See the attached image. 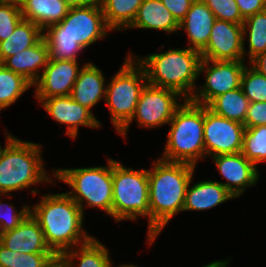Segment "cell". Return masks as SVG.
Returning <instances> with one entry per match:
<instances>
[{"label":"cell","mask_w":266,"mask_h":267,"mask_svg":"<svg viewBox=\"0 0 266 267\" xmlns=\"http://www.w3.org/2000/svg\"><path fill=\"white\" fill-rule=\"evenodd\" d=\"M195 166L158 159L148 170L150 240L168 224L172 216L183 211L188 185L191 184Z\"/></svg>","instance_id":"1"},{"label":"cell","mask_w":266,"mask_h":267,"mask_svg":"<svg viewBox=\"0 0 266 267\" xmlns=\"http://www.w3.org/2000/svg\"><path fill=\"white\" fill-rule=\"evenodd\" d=\"M30 213L55 254L62 255L93 238L82 229L84 213L67 193L43 195L35 206L30 207Z\"/></svg>","instance_id":"2"},{"label":"cell","mask_w":266,"mask_h":267,"mask_svg":"<svg viewBox=\"0 0 266 267\" xmlns=\"http://www.w3.org/2000/svg\"><path fill=\"white\" fill-rule=\"evenodd\" d=\"M142 58L137 56L136 60L143 66L148 84L175 90L183 99H191L199 77V51L188 47L170 49Z\"/></svg>","instance_id":"3"},{"label":"cell","mask_w":266,"mask_h":267,"mask_svg":"<svg viewBox=\"0 0 266 267\" xmlns=\"http://www.w3.org/2000/svg\"><path fill=\"white\" fill-rule=\"evenodd\" d=\"M6 135L0 155V195L23 190L41 182H54L46 174L41 157V145Z\"/></svg>","instance_id":"4"},{"label":"cell","mask_w":266,"mask_h":267,"mask_svg":"<svg viewBox=\"0 0 266 267\" xmlns=\"http://www.w3.org/2000/svg\"><path fill=\"white\" fill-rule=\"evenodd\" d=\"M169 123L168 139L160 159L196 167L198 159L205 157L204 105L185 99Z\"/></svg>","instance_id":"5"},{"label":"cell","mask_w":266,"mask_h":267,"mask_svg":"<svg viewBox=\"0 0 266 267\" xmlns=\"http://www.w3.org/2000/svg\"><path fill=\"white\" fill-rule=\"evenodd\" d=\"M113 203L112 217L115 221L137 220L148 217V240H150V209L148 170L126 168L112 160Z\"/></svg>","instance_id":"6"},{"label":"cell","mask_w":266,"mask_h":267,"mask_svg":"<svg viewBox=\"0 0 266 267\" xmlns=\"http://www.w3.org/2000/svg\"><path fill=\"white\" fill-rule=\"evenodd\" d=\"M53 175L72 187L67 194L83 211L86 206L98 207L112 217L113 181L112 159H108L107 167H88L76 169H55Z\"/></svg>","instance_id":"7"},{"label":"cell","mask_w":266,"mask_h":267,"mask_svg":"<svg viewBox=\"0 0 266 267\" xmlns=\"http://www.w3.org/2000/svg\"><path fill=\"white\" fill-rule=\"evenodd\" d=\"M131 56L128 55L121 69L106 86L105 101L117 132L131 120L141 92L148 83L143 66Z\"/></svg>","instance_id":"8"},{"label":"cell","mask_w":266,"mask_h":267,"mask_svg":"<svg viewBox=\"0 0 266 267\" xmlns=\"http://www.w3.org/2000/svg\"><path fill=\"white\" fill-rule=\"evenodd\" d=\"M46 30L43 37H69L87 48L106 37L111 29L106 24L100 3H94L70 8L59 24L51 25Z\"/></svg>","instance_id":"9"},{"label":"cell","mask_w":266,"mask_h":267,"mask_svg":"<svg viewBox=\"0 0 266 267\" xmlns=\"http://www.w3.org/2000/svg\"><path fill=\"white\" fill-rule=\"evenodd\" d=\"M178 96L183 98L175 90L147 83L138 99L134 115L118 133L126 137L127 130L134 119H137L139 126L146 128L168 124L181 105L177 102Z\"/></svg>","instance_id":"10"},{"label":"cell","mask_w":266,"mask_h":267,"mask_svg":"<svg viewBox=\"0 0 266 267\" xmlns=\"http://www.w3.org/2000/svg\"><path fill=\"white\" fill-rule=\"evenodd\" d=\"M243 61L201 59L199 76L201 72H205L206 81L204 86L196 88L197 92L194 93L190 100L194 103L207 106L220 94L240 88L242 74L246 66Z\"/></svg>","instance_id":"11"},{"label":"cell","mask_w":266,"mask_h":267,"mask_svg":"<svg viewBox=\"0 0 266 267\" xmlns=\"http://www.w3.org/2000/svg\"><path fill=\"white\" fill-rule=\"evenodd\" d=\"M244 130L243 124L217 115L204 105L205 157L241 152Z\"/></svg>","instance_id":"12"},{"label":"cell","mask_w":266,"mask_h":267,"mask_svg":"<svg viewBox=\"0 0 266 267\" xmlns=\"http://www.w3.org/2000/svg\"><path fill=\"white\" fill-rule=\"evenodd\" d=\"M243 26L216 19L206 47L200 52L201 59L215 61L244 60L245 44Z\"/></svg>","instance_id":"13"},{"label":"cell","mask_w":266,"mask_h":267,"mask_svg":"<svg viewBox=\"0 0 266 267\" xmlns=\"http://www.w3.org/2000/svg\"><path fill=\"white\" fill-rule=\"evenodd\" d=\"M80 70L77 60L49 58L47 66L33 85L36 87L35 98L47 99L70 95Z\"/></svg>","instance_id":"14"},{"label":"cell","mask_w":266,"mask_h":267,"mask_svg":"<svg viewBox=\"0 0 266 267\" xmlns=\"http://www.w3.org/2000/svg\"><path fill=\"white\" fill-rule=\"evenodd\" d=\"M41 106L59 124H66V134L75 139L78 136L79 126L99 128L101 123L85 106L75 102L70 95L56 96L47 99H38Z\"/></svg>","instance_id":"15"},{"label":"cell","mask_w":266,"mask_h":267,"mask_svg":"<svg viewBox=\"0 0 266 267\" xmlns=\"http://www.w3.org/2000/svg\"><path fill=\"white\" fill-rule=\"evenodd\" d=\"M213 161L227 180L221 184L236 198L240 197L247 187L254 186L259 179L257 167L241 152L213 156Z\"/></svg>","instance_id":"16"},{"label":"cell","mask_w":266,"mask_h":267,"mask_svg":"<svg viewBox=\"0 0 266 267\" xmlns=\"http://www.w3.org/2000/svg\"><path fill=\"white\" fill-rule=\"evenodd\" d=\"M0 242L20 253H54L47 245L37 220L30 214L14 229L0 234Z\"/></svg>","instance_id":"17"},{"label":"cell","mask_w":266,"mask_h":267,"mask_svg":"<svg viewBox=\"0 0 266 267\" xmlns=\"http://www.w3.org/2000/svg\"><path fill=\"white\" fill-rule=\"evenodd\" d=\"M49 58V47L43 37L36 45L5 58L1 64L34 85L41 76L40 68L44 70Z\"/></svg>","instance_id":"18"},{"label":"cell","mask_w":266,"mask_h":267,"mask_svg":"<svg viewBox=\"0 0 266 267\" xmlns=\"http://www.w3.org/2000/svg\"><path fill=\"white\" fill-rule=\"evenodd\" d=\"M216 18L202 0H195L186 17L179 22V29L187 31L188 46L201 52L207 45Z\"/></svg>","instance_id":"19"},{"label":"cell","mask_w":266,"mask_h":267,"mask_svg":"<svg viewBox=\"0 0 266 267\" xmlns=\"http://www.w3.org/2000/svg\"><path fill=\"white\" fill-rule=\"evenodd\" d=\"M105 86L102 71L93 63H86L81 67L70 97L91 110L102 98L105 100Z\"/></svg>","instance_id":"20"},{"label":"cell","mask_w":266,"mask_h":267,"mask_svg":"<svg viewBox=\"0 0 266 267\" xmlns=\"http://www.w3.org/2000/svg\"><path fill=\"white\" fill-rule=\"evenodd\" d=\"M235 198L220 181L207 180L187 187L183 211L211 209Z\"/></svg>","instance_id":"21"},{"label":"cell","mask_w":266,"mask_h":267,"mask_svg":"<svg viewBox=\"0 0 266 267\" xmlns=\"http://www.w3.org/2000/svg\"><path fill=\"white\" fill-rule=\"evenodd\" d=\"M20 9L24 20L31 21L44 31L59 24L70 7L64 0H22Z\"/></svg>","instance_id":"22"},{"label":"cell","mask_w":266,"mask_h":267,"mask_svg":"<svg viewBox=\"0 0 266 267\" xmlns=\"http://www.w3.org/2000/svg\"><path fill=\"white\" fill-rule=\"evenodd\" d=\"M128 28L162 30L169 34L179 30V22L160 0H143Z\"/></svg>","instance_id":"23"},{"label":"cell","mask_w":266,"mask_h":267,"mask_svg":"<svg viewBox=\"0 0 266 267\" xmlns=\"http://www.w3.org/2000/svg\"><path fill=\"white\" fill-rule=\"evenodd\" d=\"M79 248V249H78ZM78 250V251H77ZM62 267H74V259L79 258L77 267H111L108 249L94 237L87 243L65 251Z\"/></svg>","instance_id":"24"},{"label":"cell","mask_w":266,"mask_h":267,"mask_svg":"<svg viewBox=\"0 0 266 267\" xmlns=\"http://www.w3.org/2000/svg\"><path fill=\"white\" fill-rule=\"evenodd\" d=\"M43 30L31 21L22 19L13 33L0 42V63L7 57L36 45L43 38Z\"/></svg>","instance_id":"25"},{"label":"cell","mask_w":266,"mask_h":267,"mask_svg":"<svg viewBox=\"0 0 266 267\" xmlns=\"http://www.w3.org/2000/svg\"><path fill=\"white\" fill-rule=\"evenodd\" d=\"M249 104L240 87L215 97L207 107L217 115L244 125Z\"/></svg>","instance_id":"26"},{"label":"cell","mask_w":266,"mask_h":267,"mask_svg":"<svg viewBox=\"0 0 266 267\" xmlns=\"http://www.w3.org/2000/svg\"><path fill=\"white\" fill-rule=\"evenodd\" d=\"M143 0H100L104 18L111 30L128 29ZM123 28V29H122Z\"/></svg>","instance_id":"27"},{"label":"cell","mask_w":266,"mask_h":267,"mask_svg":"<svg viewBox=\"0 0 266 267\" xmlns=\"http://www.w3.org/2000/svg\"><path fill=\"white\" fill-rule=\"evenodd\" d=\"M243 40L249 35V60L266 52V9L244 19Z\"/></svg>","instance_id":"28"},{"label":"cell","mask_w":266,"mask_h":267,"mask_svg":"<svg viewBox=\"0 0 266 267\" xmlns=\"http://www.w3.org/2000/svg\"><path fill=\"white\" fill-rule=\"evenodd\" d=\"M31 86L23 76L0 63V110L12 105Z\"/></svg>","instance_id":"29"},{"label":"cell","mask_w":266,"mask_h":267,"mask_svg":"<svg viewBox=\"0 0 266 267\" xmlns=\"http://www.w3.org/2000/svg\"><path fill=\"white\" fill-rule=\"evenodd\" d=\"M241 153L256 167L266 161V125L245 128Z\"/></svg>","instance_id":"30"},{"label":"cell","mask_w":266,"mask_h":267,"mask_svg":"<svg viewBox=\"0 0 266 267\" xmlns=\"http://www.w3.org/2000/svg\"><path fill=\"white\" fill-rule=\"evenodd\" d=\"M241 88L250 103L266 102V76L252 66H245L241 79Z\"/></svg>","instance_id":"31"},{"label":"cell","mask_w":266,"mask_h":267,"mask_svg":"<svg viewBox=\"0 0 266 267\" xmlns=\"http://www.w3.org/2000/svg\"><path fill=\"white\" fill-rule=\"evenodd\" d=\"M49 47V57L57 60H77L84 48L69 37H44Z\"/></svg>","instance_id":"32"},{"label":"cell","mask_w":266,"mask_h":267,"mask_svg":"<svg viewBox=\"0 0 266 267\" xmlns=\"http://www.w3.org/2000/svg\"><path fill=\"white\" fill-rule=\"evenodd\" d=\"M205 5L213 12L216 19L243 24L238 5L235 0H202Z\"/></svg>","instance_id":"33"},{"label":"cell","mask_w":266,"mask_h":267,"mask_svg":"<svg viewBox=\"0 0 266 267\" xmlns=\"http://www.w3.org/2000/svg\"><path fill=\"white\" fill-rule=\"evenodd\" d=\"M22 19L20 5L0 2V42L13 33Z\"/></svg>","instance_id":"34"},{"label":"cell","mask_w":266,"mask_h":267,"mask_svg":"<svg viewBox=\"0 0 266 267\" xmlns=\"http://www.w3.org/2000/svg\"><path fill=\"white\" fill-rule=\"evenodd\" d=\"M30 214V206H24L17 210L9 204L0 201V234L17 227Z\"/></svg>","instance_id":"35"},{"label":"cell","mask_w":266,"mask_h":267,"mask_svg":"<svg viewBox=\"0 0 266 267\" xmlns=\"http://www.w3.org/2000/svg\"><path fill=\"white\" fill-rule=\"evenodd\" d=\"M260 125H266V102L250 103L244 126L251 128Z\"/></svg>","instance_id":"36"},{"label":"cell","mask_w":266,"mask_h":267,"mask_svg":"<svg viewBox=\"0 0 266 267\" xmlns=\"http://www.w3.org/2000/svg\"><path fill=\"white\" fill-rule=\"evenodd\" d=\"M173 14L175 19L182 21L195 0H160Z\"/></svg>","instance_id":"37"},{"label":"cell","mask_w":266,"mask_h":267,"mask_svg":"<svg viewBox=\"0 0 266 267\" xmlns=\"http://www.w3.org/2000/svg\"><path fill=\"white\" fill-rule=\"evenodd\" d=\"M55 253H21L18 267H42Z\"/></svg>","instance_id":"38"},{"label":"cell","mask_w":266,"mask_h":267,"mask_svg":"<svg viewBox=\"0 0 266 267\" xmlns=\"http://www.w3.org/2000/svg\"><path fill=\"white\" fill-rule=\"evenodd\" d=\"M244 19L266 9V0H235Z\"/></svg>","instance_id":"39"},{"label":"cell","mask_w":266,"mask_h":267,"mask_svg":"<svg viewBox=\"0 0 266 267\" xmlns=\"http://www.w3.org/2000/svg\"><path fill=\"white\" fill-rule=\"evenodd\" d=\"M20 252L9 250L0 242V267H18Z\"/></svg>","instance_id":"40"},{"label":"cell","mask_w":266,"mask_h":267,"mask_svg":"<svg viewBox=\"0 0 266 267\" xmlns=\"http://www.w3.org/2000/svg\"><path fill=\"white\" fill-rule=\"evenodd\" d=\"M250 64L255 70L266 76V52L258 54L250 61Z\"/></svg>","instance_id":"41"},{"label":"cell","mask_w":266,"mask_h":267,"mask_svg":"<svg viewBox=\"0 0 266 267\" xmlns=\"http://www.w3.org/2000/svg\"><path fill=\"white\" fill-rule=\"evenodd\" d=\"M100 0H64V2L70 7H83L94 3H99Z\"/></svg>","instance_id":"42"},{"label":"cell","mask_w":266,"mask_h":267,"mask_svg":"<svg viewBox=\"0 0 266 267\" xmlns=\"http://www.w3.org/2000/svg\"><path fill=\"white\" fill-rule=\"evenodd\" d=\"M42 267H62L61 255L52 256Z\"/></svg>","instance_id":"43"},{"label":"cell","mask_w":266,"mask_h":267,"mask_svg":"<svg viewBox=\"0 0 266 267\" xmlns=\"http://www.w3.org/2000/svg\"><path fill=\"white\" fill-rule=\"evenodd\" d=\"M228 263H229V260H225V261H213L205 266H202V267H227L228 266Z\"/></svg>","instance_id":"44"},{"label":"cell","mask_w":266,"mask_h":267,"mask_svg":"<svg viewBox=\"0 0 266 267\" xmlns=\"http://www.w3.org/2000/svg\"><path fill=\"white\" fill-rule=\"evenodd\" d=\"M0 2H5V3H15L20 5L22 0H0Z\"/></svg>","instance_id":"45"},{"label":"cell","mask_w":266,"mask_h":267,"mask_svg":"<svg viewBox=\"0 0 266 267\" xmlns=\"http://www.w3.org/2000/svg\"><path fill=\"white\" fill-rule=\"evenodd\" d=\"M111 267H112V266H111ZM119 267H139V266H134V265H131V264H129V265H127V264H126V265H123V264H122V265H120Z\"/></svg>","instance_id":"46"},{"label":"cell","mask_w":266,"mask_h":267,"mask_svg":"<svg viewBox=\"0 0 266 267\" xmlns=\"http://www.w3.org/2000/svg\"><path fill=\"white\" fill-rule=\"evenodd\" d=\"M3 147H1V145H0V155H1V153H2V151H3Z\"/></svg>","instance_id":"47"}]
</instances>
